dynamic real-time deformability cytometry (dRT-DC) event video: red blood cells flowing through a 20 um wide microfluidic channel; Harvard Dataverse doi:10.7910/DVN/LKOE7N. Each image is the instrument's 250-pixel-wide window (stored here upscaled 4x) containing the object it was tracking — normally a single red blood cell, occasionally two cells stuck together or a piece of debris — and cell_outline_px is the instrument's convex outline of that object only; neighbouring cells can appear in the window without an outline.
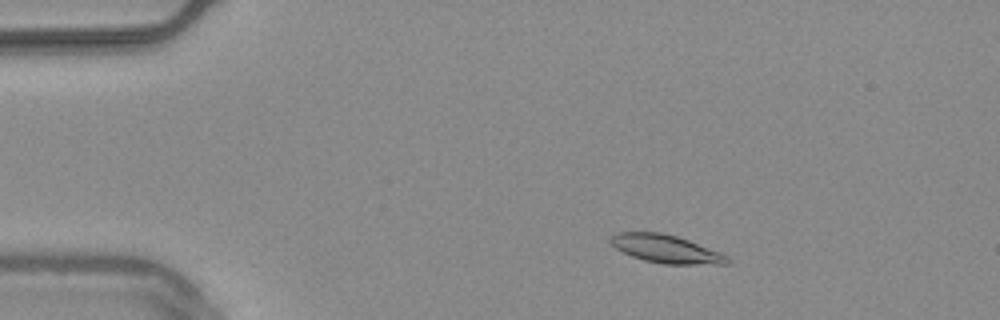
{"species": "common noctule bat (a hibernating species)", "species_latin": "Nyctalus noctula", "temperature_condition": "warm", "stored_images_in_passage": 53, "camera_frame_rate_fps": 3000, "um_per_image_px": 0.085, "animal": {"sex": "male", "body_mass_g": 20.4}, "frame": {"image": 1, "passage_image": 8, "time_ms": 2.333, "image_size_px": [1000, 320], "cell_outline_px": [[732, 264], [664, 264], [644, 260], [632, 256], [616, 248], [608, 240], [616, 232], [660, 232], [676, 236], [688, 240], [720, 252], [728, 256], [732, 260]], "centroid_in_image_um": [56.64, 21.16], "position_along_channel_um": 28.4, "area_um2": 19.07}}
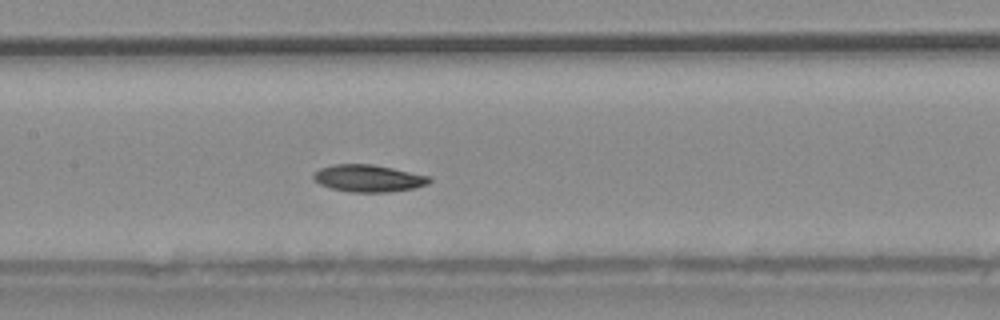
{"frame": {"image": 2, "passage_image": 25, "time_ms": 8.0, "image_size_px": [1000, 320], "cell_outline_px": [[432, 180], [428, 184], [412, 188], [388, 192], [352, 192], [332, 188], [320, 184], [312, 180], [312, 172], [320, 168], [332, 164], [372, 164], [432, 176]], "centroid_in_image_um": [31.29, 15.14], "position_along_channel_um": 176.1, "area_um2": 18.44}}
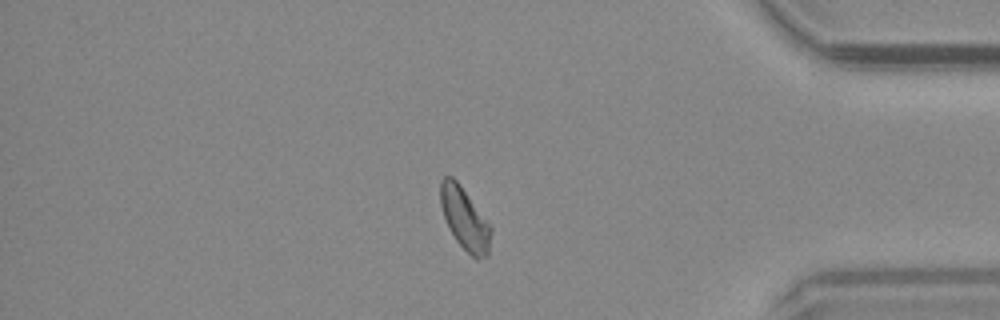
{"frame": {"image": 3, "passage_image": 45, "time_ms": 14.667, "image_size_px": [1000, 320], "cell_outline_px": [[492, 232], [488, 256], [476, 260], [456, 240], [448, 228], [440, 204], [440, 180], [444, 176], [452, 176], [460, 184], [492, 228]], "centroid_in_image_um": [39.5, 18.6], "position_along_channel_um": 395.7, "area_um2": 18.21}}